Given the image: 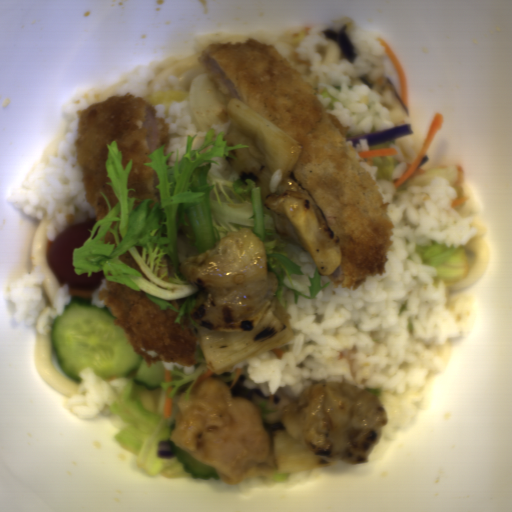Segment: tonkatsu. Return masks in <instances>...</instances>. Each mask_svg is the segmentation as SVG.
Listing matches in <instances>:
<instances>
[{"label": "tonkatsu", "mask_w": 512, "mask_h": 512, "mask_svg": "<svg viewBox=\"0 0 512 512\" xmlns=\"http://www.w3.org/2000/svg\"><path fill=\"white\" fill-rule=\"evenodd\" d=\"M202 66L230 102L237 99L301 147L288 177L312 198L337 237L342 259L327 274L356 290L383 275L394 239L387 204L341 129L296 71L270 44L218 40Z\"/></svg>", "instance_id": "1"}, {"label": "tonkatsu", "mask_w": 512, "mask_h": 512, "mask_svg": "<svg viewBox=\"0 0 512 512\" xmlns=\"http://www.w3.org/2000/svg\"><path fill=\"white\" fill-rule=\"evenodd\" d=\"M76 146L87 200L94 206L97 221L118 202L113 188L107 185L108 146L116 142L123 167L132 159L129 171V197L158 198V174L144 163L148 156L170 143L168 126L160 113L141 95H114L93 101L79 111Z\"/></svg>", "instance_id": "2"}, {"label": "tonkatsu", "mask_w": 512, "mask_h": 512, "mask_svg": "<svg viewBox=\"0 0 512 512\" xmlns=\"http://www.w3.org/2000/svg\"><path fill=\"white\" fill-rule=\"evenodd\" d=\"M99 293L117 328L145 361L199 364L196 336L185 319L175 323L173 310L161 308L142 292L108 279Z\"/></svg>", "instance_id": "3"}]
</instances>
